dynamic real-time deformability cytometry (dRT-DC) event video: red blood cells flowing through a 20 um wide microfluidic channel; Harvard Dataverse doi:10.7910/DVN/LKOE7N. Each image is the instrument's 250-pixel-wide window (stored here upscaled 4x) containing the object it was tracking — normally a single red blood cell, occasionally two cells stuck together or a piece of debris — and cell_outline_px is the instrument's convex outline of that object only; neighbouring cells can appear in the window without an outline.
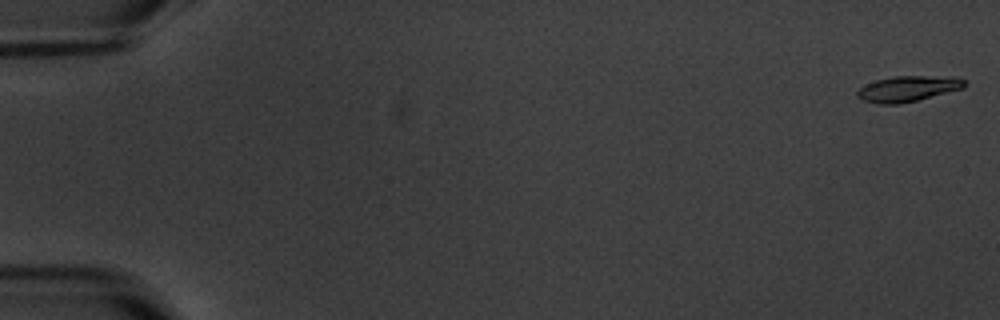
{"species": "common noctule bat (a hibernating species)", "species_latin": "Nyctalus noctula", "temperature_condition": "warm", "stored_images_in_passage": 5, "camera_frame_rate_fps": 3000, "um_per_image_px": 0.085, "animal": {"sex": "male", "body_mass_g": 20.1, "forearm_length_mm": 53.5}, "frame": {"image": 1, "passage_image": 1, "time_ms": 0.0, "image_size_px": [1000, 320], "cell_outline_px": [[968, 84], [964, 88], [900, 104], [876, 104], [860, 100], [856, 96], [856, 92], [860, 88], [876, 80], [892, 76], [960, 76]], "centroid_in_image_um": [77.19, 7.53], "position_along_channel_um": 7.8, "area_um2": 16.24}}
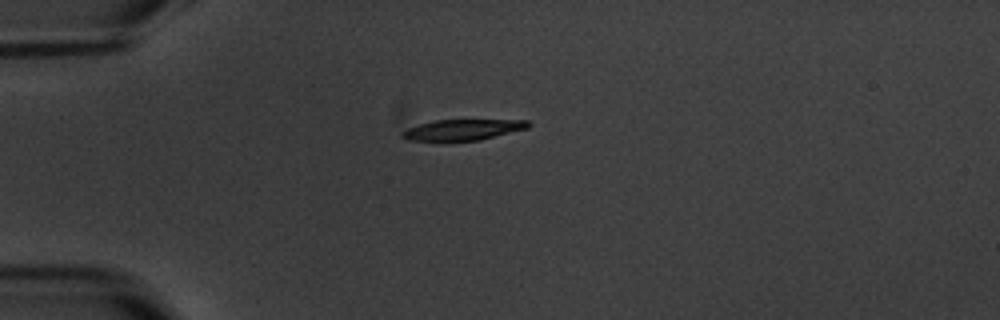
{"frame": {"image": 2, "passage_image": 5, "time_ms": 5.0, "image_size_px": [1000, 320], "cell_outline_px": [[532, 124], [528, 128], [480, 140], [408, 140], [400, 136], [400, 132], [408, 128], [420, 124], [436, 120], [528, 120]], "centroid_in_image_um": [39.35, 11.02], "position_along_channel_um": 45.6, "area_um2": 15.09}}